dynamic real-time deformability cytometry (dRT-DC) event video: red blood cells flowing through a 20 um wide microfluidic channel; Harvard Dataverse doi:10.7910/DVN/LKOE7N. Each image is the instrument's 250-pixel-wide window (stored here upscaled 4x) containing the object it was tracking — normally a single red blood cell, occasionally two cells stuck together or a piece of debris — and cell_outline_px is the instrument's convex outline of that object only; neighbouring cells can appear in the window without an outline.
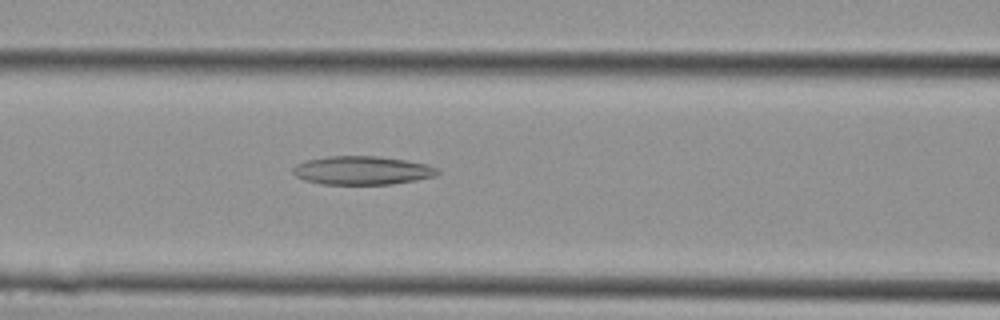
{"species": "Egyptian fruit bat (a non-hibernating species)", "species_latin": "Rousettus aegyptiacus", "temperature_condition": "cold", "stored_images_in_passage": 11, "camera_frame_rate_fps": 3000, "um_per_image_px": 0.085, "animal": {"sex": "female"}, "frame": {"image": 1, "passage_image": 8, "time_ms": 2.333, "image_size_px": [1000, 320], "cell_outline_px": [[440, 172], [432, 176], [416, 180], [388, 184], [320, 184], [304, 180], [296, 176], [292, 172], [292, 168], [296, 164], [304, 160], [328, 156], [376, 156], [404, 160], [424, 164], [436, 168]], "centroid_in_image_um": [30.69, 14.48], "position_along_channel_um": 135.9, "area_um2": 23.87}}
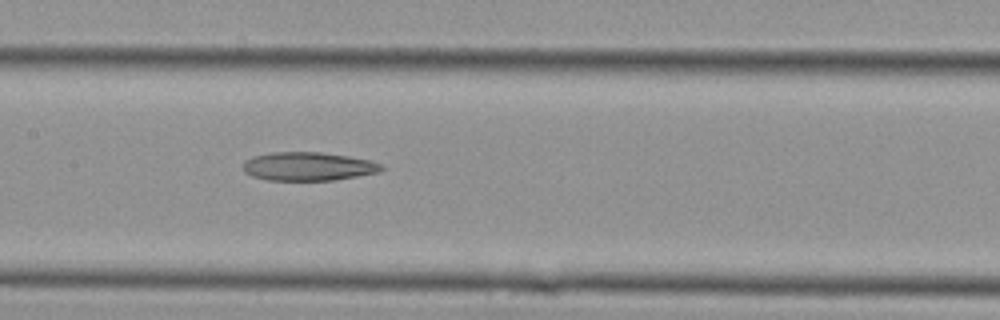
{"frame": {"image": 2, "passage_image": 10, "time_ms": 3.0, "image_size_px": [1000, 320], "cell_outline_px": [[384, 168], [380, 172], [332, 180], [268, 180], [252, 176], [244, 172], [244, 160], [252, 156], [272, 152], [320, 152], [348, 156], [372, 160], [380, 164]], "centroid_in_image_um": [26.19, 14.14], "position_along_channel_um": 181.2, "area_um2": 23.0}}